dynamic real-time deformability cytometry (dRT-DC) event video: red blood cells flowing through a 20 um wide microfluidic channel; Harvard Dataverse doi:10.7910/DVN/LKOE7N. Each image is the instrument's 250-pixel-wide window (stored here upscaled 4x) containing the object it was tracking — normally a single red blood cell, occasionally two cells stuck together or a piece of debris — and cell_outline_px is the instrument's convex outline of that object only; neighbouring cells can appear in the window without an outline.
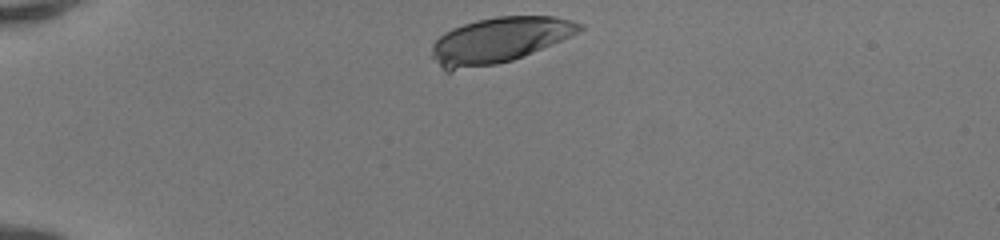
{"species": "human", "species_latin": "Homo sapiens", "temperature_condition": "room temperature", "stored_images_in_passage": 33, "camera_frame_rate_fps": 3000, "um_per_image_px": 0.085, "donor": {"sex": "female"}, "frame": {"image": 1, "passage_image": 1, "time_ms": 0.0, "image_size_px": [1000, 240], "cell_outline_px": [[584, 28], [552, 44], [512, 60], [496, 64], [452, 72], [444, 72], [428, 56], [432, 44], [444, 32], [452, 28], [476, 20], [496, 16], [556, 16], [572, 20], [584, 24]], "centroid_in_image_um": [42.32, 3.43], "position_along_channel_um": 42.7, "area_um2": 39.54}}
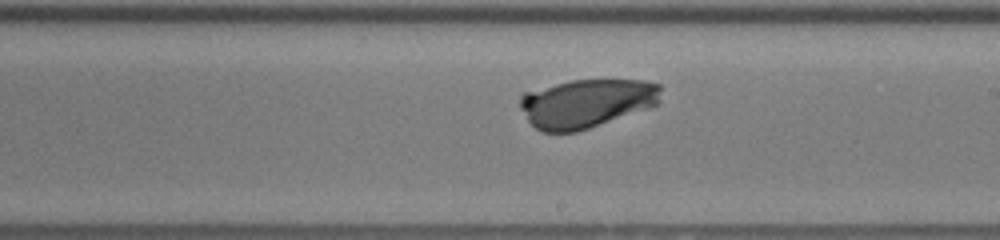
{"frame": {"image": 2, "passage_image": 19, "time_ms": 6.0, "image_size_px": [1000, 240], "cell_outline_px": [[660, 100], [656, 104], [648, 108], [576, 132], [544, 132], [536, 128], [528, 120], [520, 108], [520, 92], [572, 80], [644, 80], [660, 84]], "centroid_in_image_um": [49.81, 8.76], "position_along_channel_um": 239.2, "area_um2": 39.88}}
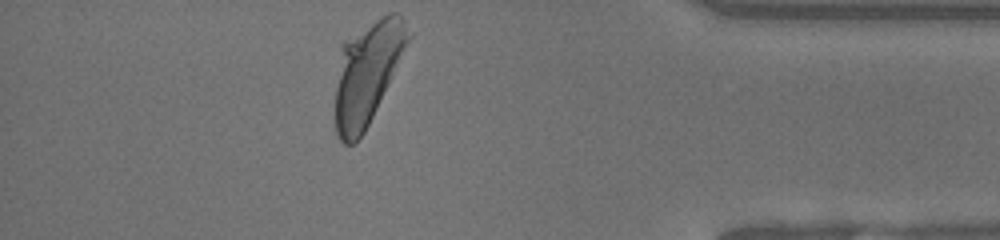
{"frame": {"image": 3, "passage_image": 33, "time_ms": 10.667, "image_size_px": [1000, 240], "cell_outline_px": [[412, 36], [364, 132], [352, 144], [344, 144], [336, 136], [336, 88], [340, 40], [388, 12], [400, 12], [412, 32]], "centroid_in_image_um": [31.21, 6.09], "position_along_channel_um": 404.0, "area_um2": 43.7}, "authors_computed_cell_mechanics": {"area_um2": 40.6912, "velocity_mm_per_s": 4.1035, "shape_relaxation_time_tau1_ms": 1.77, "shape_relaxation_time_tau2_ms": null, "deformation_change_tau1": 0.1273, "deformation_change_tau2": null}}